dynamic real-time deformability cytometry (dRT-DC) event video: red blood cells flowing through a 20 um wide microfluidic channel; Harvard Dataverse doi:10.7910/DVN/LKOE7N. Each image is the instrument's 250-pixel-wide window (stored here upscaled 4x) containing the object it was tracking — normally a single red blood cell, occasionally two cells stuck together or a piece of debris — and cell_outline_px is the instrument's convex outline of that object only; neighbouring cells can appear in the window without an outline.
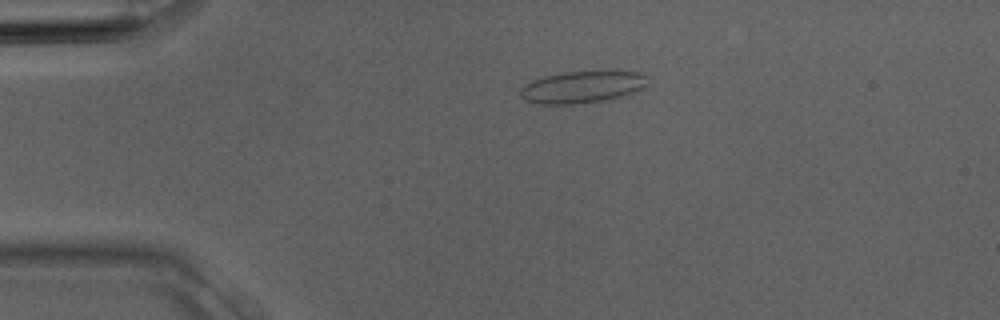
{"species": "Egyptian fruit bat (a non-hibernating species)", "species_latin": "Rousettus aegyptiacus", "temperature_condition": "room temperature", "stored_images_in_passage": 2, "camera_frame_rate_fps": 3000, "um_per_image_px": 0.085, "animal": {"sex": "male"}, "frame": {"image": 1, "passage_image": 1, "time_ms": 0.0, "image_size_px": [1000, 320], "cell_outline_px": [[648, 84], [632, 92], [612, 100], [572, 104], [540, 104], [524, 100], [520, 96], [520, 88], [524, 84], [532, 80], [544, 76], [564, 72], [648, 72]], "centroid_in_image_um": [49.48, 7.4], "position_along_channel_um": 35.5, "area_um2": 23.81}}